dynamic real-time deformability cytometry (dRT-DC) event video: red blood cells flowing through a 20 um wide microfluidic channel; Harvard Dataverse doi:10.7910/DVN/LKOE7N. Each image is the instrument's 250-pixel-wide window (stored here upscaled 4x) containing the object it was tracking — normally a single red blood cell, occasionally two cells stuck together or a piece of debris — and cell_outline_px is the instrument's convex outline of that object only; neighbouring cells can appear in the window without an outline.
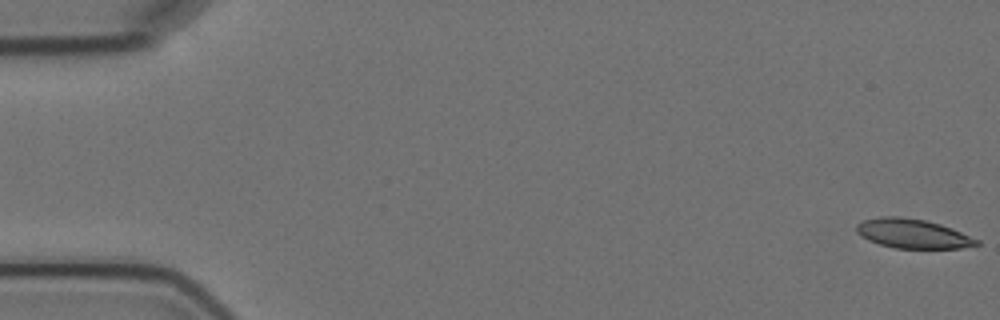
{"species": "Egyptian fruit bat (a non-hibernating species)", "species_latin": "Rousettus aegyptiacus", "temperature_condition": "cold", "stored_images_in_passage": 5, "camera_frame_rate_fps": 3000, "um_per_image_px": 0.085, "animal": {"sex": "female"}, "frame": {"image": 1, "passage_image": 1, "time_ms": 0.0, "image_size_px": [1000, 320], "cell_outline_px": [[980, 244], [960, 248], [896, 248], [880, 244], [868, 240], [860, 236], [856, 232], [856, 224], [864, 220], [880, 216], [900, 216], [924, 220], [940, 224], [952, 228], [980, 240]], "centroid_in_image_um": [77.56, 19.85], "position_along_channel_um": 7.4, "area_um2": 20.52}}